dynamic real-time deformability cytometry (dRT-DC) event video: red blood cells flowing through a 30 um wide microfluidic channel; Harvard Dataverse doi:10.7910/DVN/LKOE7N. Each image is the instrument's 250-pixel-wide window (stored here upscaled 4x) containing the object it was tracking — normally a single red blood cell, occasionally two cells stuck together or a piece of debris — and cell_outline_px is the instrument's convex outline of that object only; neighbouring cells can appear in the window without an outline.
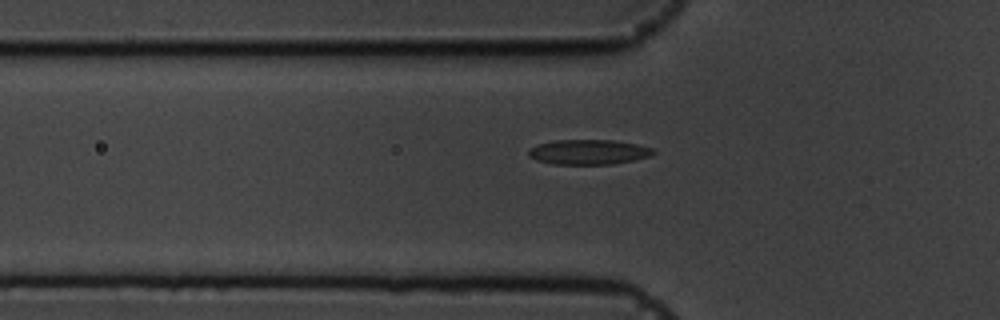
{"species": "common noctule bat (a hibernating species)", "species_latin": "Nyctalus noctula", "temperature_condition": "cold", "stored_images_in_passage": 37, "camera_frame_rate_fps": 3000, "um_per_image_px": 0.085, "animal": {"sex": "male", "body_mass_g": 19.5, "forearm_length_mm": 54.6}, "frame": {"image": 1, "passage_image": 7, "time_ms": 2.0, "image_size_px": [1000, 320], "cell_outline_px": [[656, 152], [648, 156], [632, 160], [612, 164], [552, 164], [536, 160], [528, 156], [528, 148], [552, 140], [612, 140], [636, 144], [652, 148]], "centroid_in_image_um": [49.97, 12.92], "position_along_channel_um": 75.8, "area_um2": 18.03}}
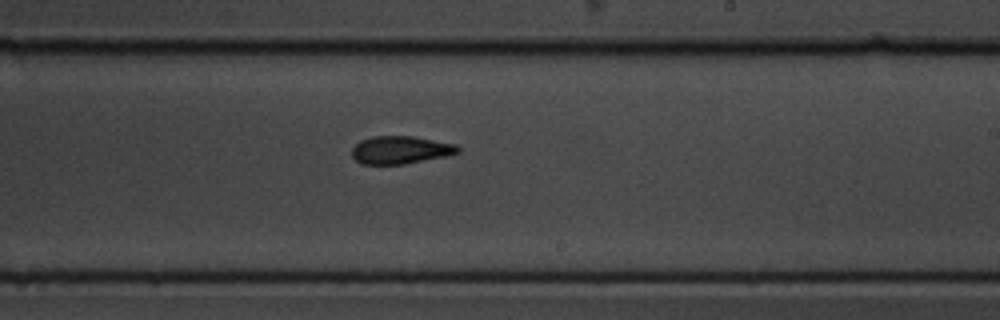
{"frame": {"image": 2, "passage_image": 22, "time_ms": 7.0, "image_size_px": [1000, 320], "cell_outline_px": [[460, 152], [444, 156], [404, 164], [360, 164], [352, 156], [352, 148], [360, 140], [372, 136], [416, 136], [456, 144], [460, 148]], "centroid_in_image_um": [34.03, 12.73], "position_along_channel_um": 255.0, "area_um2": 17.22}}
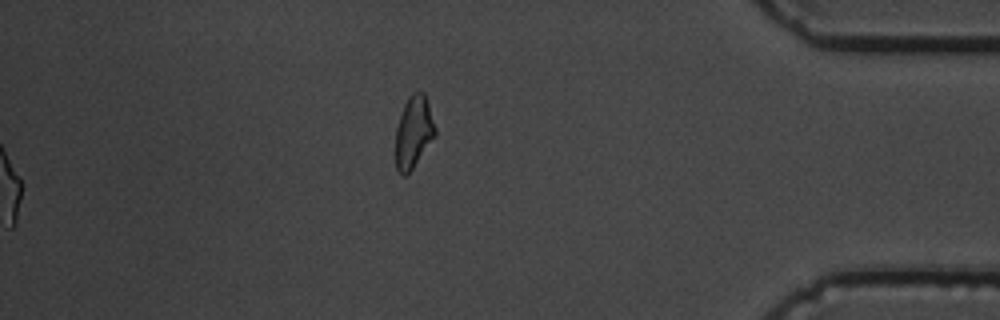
{"frame": {"image": 3, "passage_image": 37, "time_ms": 12.0, "image_size_px": [1000, 320], "cell_outline_px": [[436, 136], [412, 168], [404, 176], [400, 176], [396, 168], [396, 128], [404, 104], [408, 96], [412, 92], [424, 92], [436, 128]], "centroid_in_image_um": [35.16, 11.22], "position_along_channel_um": 400.0, "area_um2": 16.53}, "authors_computed_cell_mechanics": {"area_um2": 17.629, "velocity_mm_per_s": 3.581, "shape_relaxation_time_tau1_ms": 5.2618, "shape_relaxation_time_tau2_ms": 4.862, "deformation_change_tau1": 0.1242, "deformation_change_tau2": 0.1186}}